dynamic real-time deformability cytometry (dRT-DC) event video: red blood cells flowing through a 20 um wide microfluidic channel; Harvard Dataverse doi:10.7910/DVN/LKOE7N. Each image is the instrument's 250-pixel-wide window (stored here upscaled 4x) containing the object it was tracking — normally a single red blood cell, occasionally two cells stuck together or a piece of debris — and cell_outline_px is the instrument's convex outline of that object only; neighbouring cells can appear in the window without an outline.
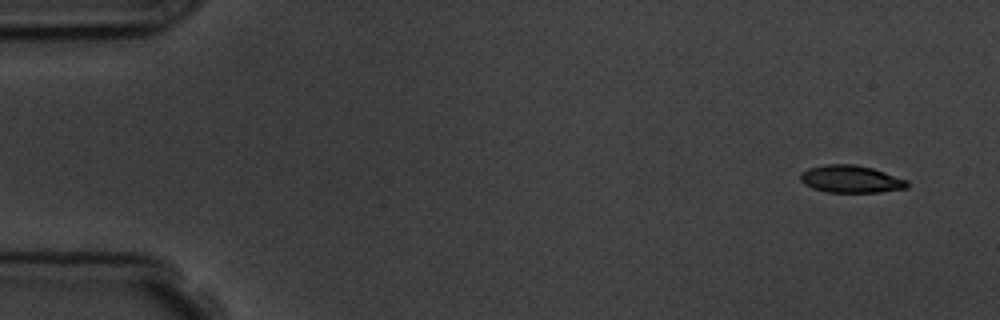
{"species": "common noctule bat (a hibernating species)", "species_latin": "Nyctalus noctula", "temperature_condition": "room temperature", "stored_images_in_passage": 5, "camera_frame_rate_fps": 3000, "um_per_image_px": 0.085, "animal": {"sex": "male", "body_mass_g": 19.5, "forearm_length_mm": 54.6}, "frame": {"image": 1, "passage_image": 1, "time_ms": 0.0, "image_size_px": [1000, 320], "cell_outline_px": [[908, 188], [880, 192], [828, 192], [812, 188], [804, 184], [800, 180], [800, 172], [808, 168], [824, 164], [856, 164], [872, 168], [908, 180]], "centroid_in_image_um": [72.31, 15.21], "position_along_channel_um": 12.7, "area_um2": 17.17}}
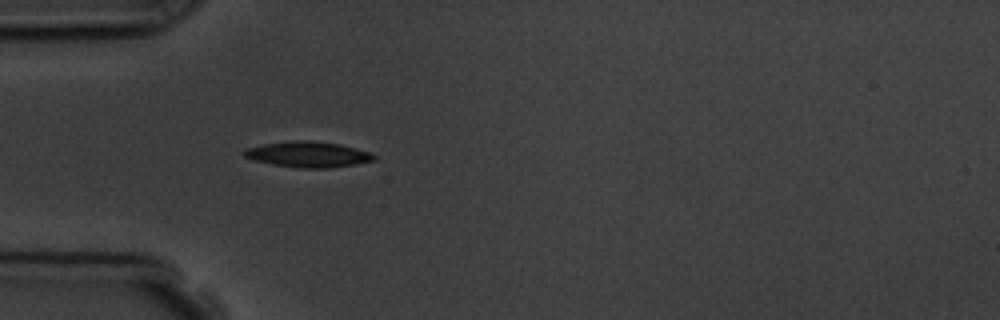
{"frame": {"image": 2, "passage_image": 5, "time_ms": 4.333, "image_size_px": [1000, 320], "cell_outline_px": [[376, 160], [356, 164], [328, 168], [300, 168], [272, 164], [256, 160], [244, 156], [244, 152], [248, 148], [264, 144], [292, 140], [312, 140], [340, 144], [368, 152], [376, 156]], "centroid_in_image_um": [26.22, 13.12], "position_along_channel_um": 58.8, "area_um2": 19.25}}